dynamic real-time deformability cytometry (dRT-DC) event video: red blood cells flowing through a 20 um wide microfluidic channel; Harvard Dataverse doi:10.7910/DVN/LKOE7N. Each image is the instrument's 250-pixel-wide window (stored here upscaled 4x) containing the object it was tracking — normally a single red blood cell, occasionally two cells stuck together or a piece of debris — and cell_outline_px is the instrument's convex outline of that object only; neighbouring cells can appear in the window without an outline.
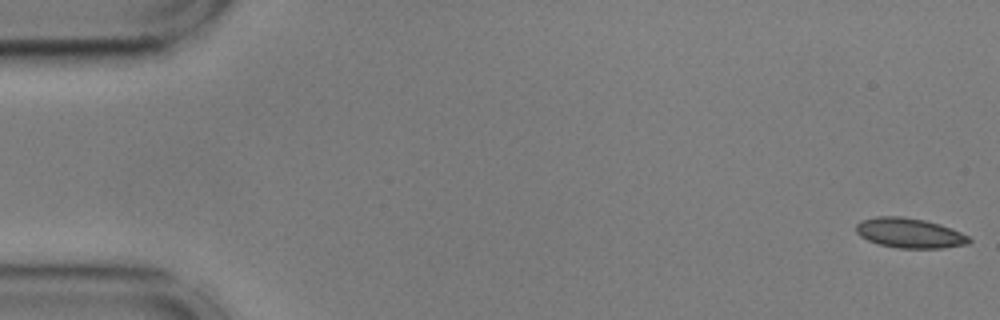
{"species": "common noctule bat (a hibernating species)", "species_latin": "Nyctalus noctula", "temperature_condition": "cold", "stored_images_in_passage": 55, "camera_frame_rate_fps": 3000, "um_per_image_px": 0.085, "animal": {"sex": "male", "body_mass_g": 17.9, "forearm_length_mm": 54.2}, "frame": {"image": 1, "passage_image": 1, "time_ms": 0.0, "image_size_px": [1000, 320], "cell_outline_px": [[972, 240], [968, 244], [944, 248], [896, 248], [876, 244], [860, 236], [856, 232], [856, 224], [860, 220], [876, 216], [900, 216], [924, 220], [940, 224], [952, 228], [968, 236]], "centroid_in_image_um": [77.29, 19.81], "position_along_channel_um": 7.7, "area_um2": 19.88}}
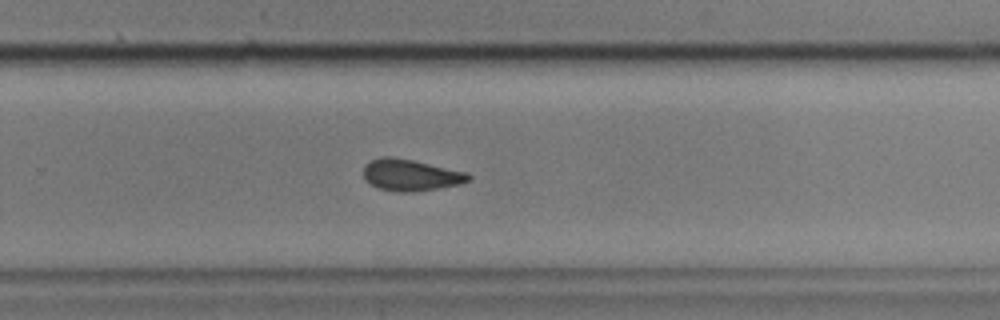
{"frame": {"image": 2, "passage_image": 36, "time_ms": 11.667, "image_size_px": [1000, 320], "cell_outline_px": [[472, 180], [460, 184], [412, 192], [396, 192], [380, 188], [364, 180], [364, 164], [380, 156], [388, 156], [412, 160], [468, 172], [472, 176]], "centroid_in_image_um": [34.92, 14.87], "position_along_channel_um": 294.9, "area_um2": 19.31}}
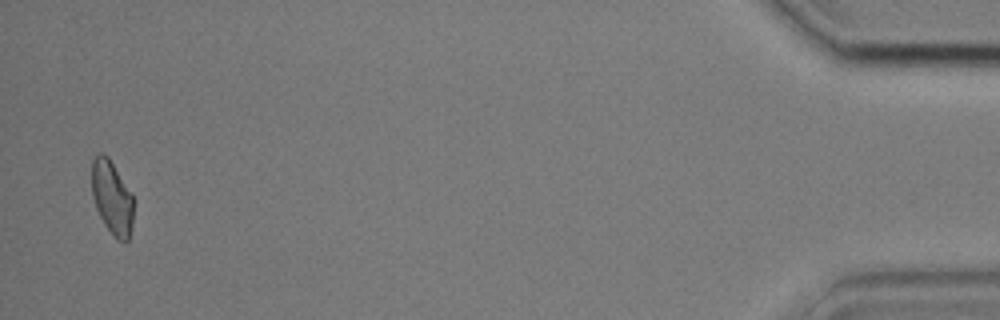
{"frame": {"image": 3, "passage_image": 54, "time_ms": 17.667, "image_size_px": [1000, 320], "cell_outline_px": [[132, 228], [128, 240], [124, 244], [116, 240], [112, 236], [104, 224], [96, 208], [92, 196], [92, 160], [100, 152], [108, 156], [132, 192]], "centroid_in_image_um": [9.52, 16.83], "position_along_channel_um": 425.7, "area_um2": 18.15}, "authors_computed_cell_mechanics": {"area_um2": 19.2474, "velocity_mm_per_s": 3.6121, "shape_relaxation_time_tau1_ms": 2.5729, "shape_relaxation_time_tau2_ms": 2.3609, "deformation_change_tau1": 0.0957, "deformation_change_tau2": 0.0931}}